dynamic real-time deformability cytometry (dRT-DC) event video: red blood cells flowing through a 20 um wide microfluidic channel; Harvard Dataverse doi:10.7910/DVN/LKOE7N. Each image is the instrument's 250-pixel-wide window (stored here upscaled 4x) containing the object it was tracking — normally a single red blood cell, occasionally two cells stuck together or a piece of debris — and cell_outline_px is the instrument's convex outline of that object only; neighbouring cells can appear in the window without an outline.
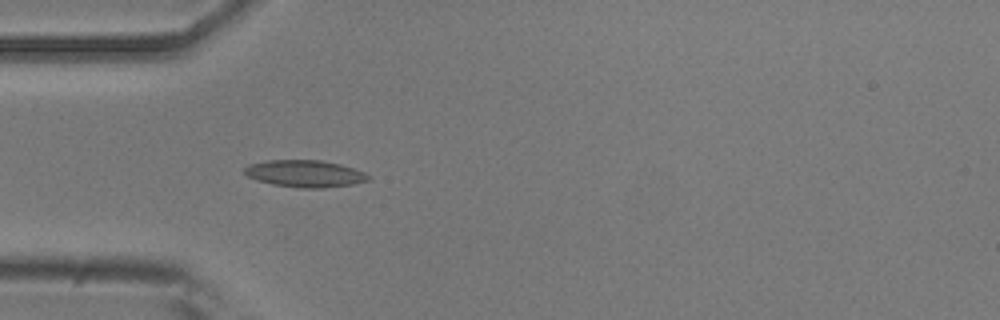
{"species": "common noctule bat (a hibernating species)", "species_latin": "Nyctalus noctula", "temperature_condition": "room temperature", "stored_images_in_passage": 16, "camera_frame_rate_fps": 3000, "um_per_image_px": 0.085, "animal": {"sex": "male", "body_mass_g": 20.5, "forearm_length_mm": 52.5}, "frame": {"image": 1, "passage_image": 1, "time_ms": 0.0, "image_size_px": [1000, 320], "cell_outline_px": [[368, 180], [352, 184], [324, 188], [300, 188], [272, 184], [256, 180], [248, 176], [244, 172], [244, 168], [248, 164], [268, 160], [320, 160], [340, 164], [364, 172], [368, 176]], "centroid_in_image_um": [25.87, 14.76], "position_along_channel_um": 59.1, "area_um2": 19.36}}
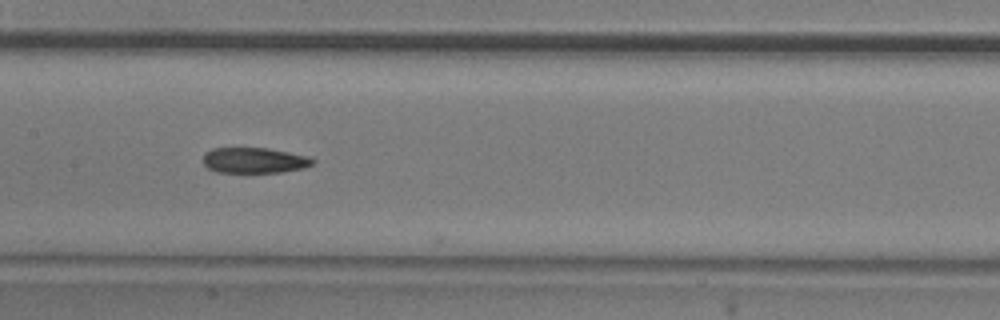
{"frame": {"image": 2, "passage_image": 11, "time_ms": 3.333, "image_size_px": [1000, 320], "cell_outline_px": [[316, 160], [312, 164], [304, 168], [284, 172], [216, 172], [208, 168], [204, 164], [204, 152], [212, 148], [268, 148], [308, 156]], "centroid_in_image_um": [21.62, 13.63], "position_along_channel_um": 185.8, "area_um2": 16.36}}
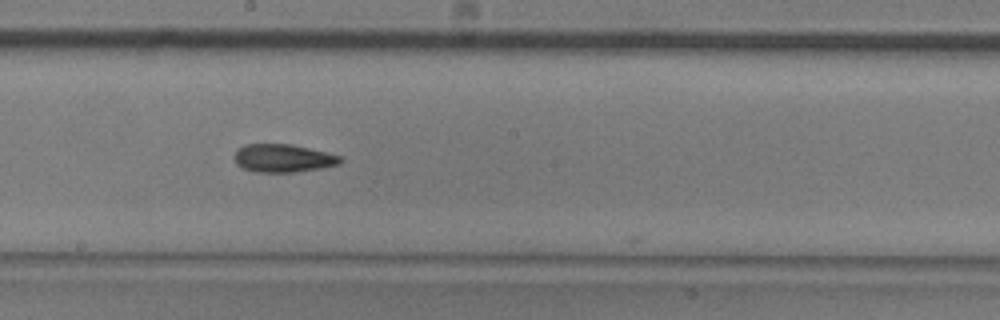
{"frame": {"image": 3, "passage_image": 14, "time_ms": 4.333, "image_size_px": [1000, 320], "cell_outline_px": [[344, 160], [340, 164], [320, 168], [296, 172], [256, 172], [244, 168], [236, 164], [236, 148], [244, 144], [288, 144], [308, 148], [344, 156]], "centroid_in_image_um": [24.1, 13.44], "position_along_channel_um": 224.1, "area_um2": 17.34}}